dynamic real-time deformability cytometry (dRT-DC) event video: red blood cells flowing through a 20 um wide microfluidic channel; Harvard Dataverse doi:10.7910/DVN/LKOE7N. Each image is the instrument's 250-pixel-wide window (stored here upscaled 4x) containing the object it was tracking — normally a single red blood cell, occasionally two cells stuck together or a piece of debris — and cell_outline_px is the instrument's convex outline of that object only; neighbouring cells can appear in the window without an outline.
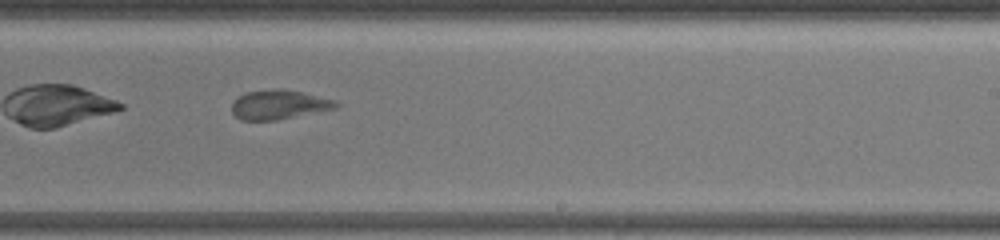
{"species": "common noctule bat (a hibernating species)", "species_latin": "Nyctalus noctula", "temperature_condition": "warm", "stored_images_in_passage": 44, "camera_frame_rate_fps": 3000, "um_per_image_px": 0.085, "animal": {"sex": "female", "body_mass_g": 19.5, "forearm_length_mm": 54.1}, "frame": {"image": 1, "passage_image": 29, "time_ms": 7.333, "image_size_px": [1000, 240], "cell_outline_px": [[340, 104], [336, 108], [276, 120], [240, 120], [232, 112], [232, 104], [240, 96], [248, 92], [272, 88], [280, 88], [300, 92], [336, 100]], "centroid_in_image_um": [23.71, 8.89], "position_along_channel_um": 265.3, "area_um2": 17.57}}